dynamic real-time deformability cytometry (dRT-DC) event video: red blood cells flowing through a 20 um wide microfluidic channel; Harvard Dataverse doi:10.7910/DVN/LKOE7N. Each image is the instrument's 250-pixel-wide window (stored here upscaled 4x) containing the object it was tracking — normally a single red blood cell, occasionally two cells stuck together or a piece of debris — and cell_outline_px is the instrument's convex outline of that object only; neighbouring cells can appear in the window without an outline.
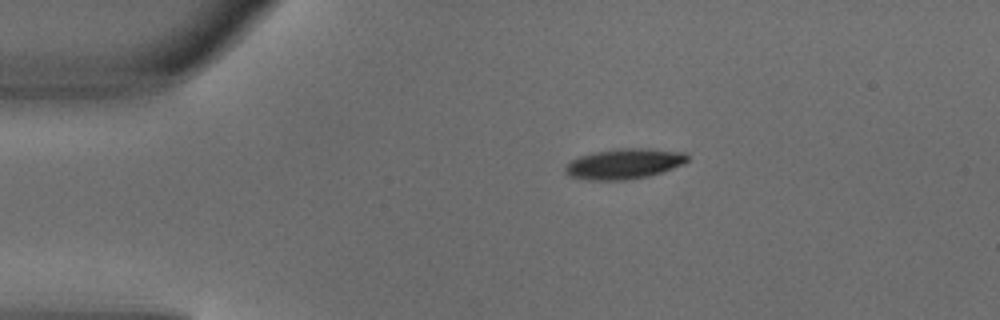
{"species": "common noctule bat (a hibernating species)", "species_latin": "Nyctalus noctula", "temperature_condition": "warm", "stored_images_in_passage": 2, "camera_frame_rate_fps": 3000, "um_per_image_px": 0.085, "animal": {"sex": "male", "body_mass_g": 18.8}, "frame": {"image": 1, "passage_image": 2, "time_ms": 0.333, "image_size_px": [1000, 320], "cell_outline_px": [[688, 160], [684, 164], [648, 176], [624, 180], [584, 180], [568, 176], [564, 172], [564, 168], [572, 160], [580, 156], [596, 152], [620, 148], [648, 148], [688, 152]], "centroid_in_image_um": [53.06, 13.92], "position_along_channel_um": 31.9, "area_um2": 21.68}}